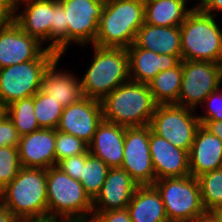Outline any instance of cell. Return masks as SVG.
<instances>
[{
  "instance_id": "6da1fadb",
  "label": "cell",
  "mask_w": 222,
  "mask_h": 222,
  "mask_svg": "<svg viewBox=\"0 0 222 222\" xmlns=\"http://www.w3.org/2000/svg\"><path fill=\"white\" fill-rule=\"evenodd\" d=\"M103 119L124 127L149 125L157 103L148 84L129 80L102 101Z\"/></svg>"
},
{
  "instance_id": "7a4b0ae2",
  "label": "cell",
  "mask_w": 222,
  "mask_h": 222,
  "mask_svg": "<svg viewBox=\"0 0 222 222\" xmlns=\"http://www.w3.org/2000/svg\"><path fill=\"white\" fill-rule=\"evenodd\" d=\"M144 22V0H108L99 20L94 45L127 49L134 43Z\"/></svg>"
},
{
  "instance_id": "3957f363",
  "label": "cell",
  "mask_w": 222,
  "mask_h": 222,
  "mask_svg": "<svg viewBox=\"0 0 222 222\" xmlns=\"http://www.w3.org/2000/svg\"><path fill=\"white\" fill-rule=\"evenodd\" d=\"M93 60L83 75V97L102 101L114 89L130 80L127 49L92 45Z\"/></svg>"
},
{
  "instance_id": "277c9868",
  "label": "cell",
  "mask_w": 222,
  "mask_h": 222,
  "mask_svg": "<svg viewBox=\"0 0 222 222\" xmlns=\"http://www.w3.org/2000/svg\"><path fill=\"white\" fill-rule=\"evenodd\" d=\"M0 202L17 220L48 213L46 170L22 167L0 191Z\"/></svg>"
},
{
  "instance_id": "5b68a950",
  "label": "cell",
  "mask_w": 222,
  "mask_h": 222,
  "mask_svg": "<svg viewBox=\"0 0 222 222\" xmlns=\"http://www.w3.org/2000/svg\"><path fill=\"white\" fill-rule=\"evenodd\" d=\"M180 31L182 60L222 64V30L215 16L192 10Z\"/></svg>"
},
{
  "instance_id": "8992f818",
  "label": "cell",
  "mask_w": 222,
  "mask_h": 222,
  "mask_svg": "<svg viewBox=\"0 0 222 222\" xmlns=\"http://www.w3.org/2000/svg\"><path fill=\"white\" fill-rule=\"evenodd\" d=\"M46 188L49 214L64 220L88 221L93 212V201L78 180L52 166L46 170Z\"/></svg>"
},
{
  "instance_id": "52a82bcc",
  "label": "cell",
  "mask_w": 222,
  "mask_h": 222,
  "mask_svg": "<svg viewBox=\"0 0 222 222\" xmlns=\"http://www.w3.org/2000/svg\"><path fill=\"white\" fill-rule=\"evenodd\" d=\"M169 222H192L208 213L203 207L198 179L191 175L155 180Z\"/></svg>"
},
{
  "instance_id": "ba28073f",
  "label": "cell",
  "mask_w": 222,
  "mask_h": 222,
  "mask_svg": "<svg viewBox=\"0 0 222 222\" xmlns=\"http://www.w3.org/2000/svg\"><path fill=\"white\" fill-rule=\"evenodd\" d=\"M60 56L47 49L37 60L0 69V99L12 102L34 96L42 87L43 73Z\"/></svg>"
},
{
  "instance_id": "9c48e42d",
  "label": "cell",
  "mask_w": 222,
  "mask_h": 222,
  "mask_svg": "<svg viewBox=\"0 0 222 222\" xmlns=\"http://www.w3.org/2000/svg\"><path fill=\"white\" fill-rule=\"evenodd\" d=\"M193 112L195 110L175 104L157 105L149 123L150 129L177 148L189 152L201 126L198 115Z\"/></svg>"
},
{
  "instance_id": "30bf717a",
  "label": "cell",
  "mask_w": 222,
  "mask_h": 222,
  "mask_svg": "<svg viewBox=\"0 0 222 222\" xmlns=\"http://www.w3.org/2000/svg\"><path fill=\"white\" fill-rule=\"evenodd\" d=\"M222 84V64L182 60V83L175 105L197 109Z\"/></svg>"
},
{
  "instance_id": "8fae6325",
  "label": "cell",
  "mask_w": 222,
  "mask_h": 222,
  "mask_svg": "<svg viewBox=\"0 0 222 222\" xmlns=\"http://www.w3.org/2000/svg\"><path fill=\"white\" fill-rule=\"evenodd\" d=\"M58 2L64 8L68 23L67 49L71 42H76L82 47L87 43L93 45L106 1L58 0Z\"/></svg>"
},
{
  "instance_id": "7c38bea8",
  "label": "cell",
  "mask_w": 222,
  "mask_h": 222,
  "mask_svg": "<svg viewBox=\"0 0 222 222\" xmlns=\"http://www.w3.org/2000/svg\"><path fill=\"white\" fill-rule=\"evenodd\" d=\"M121 168L139 185H153L155 172L150 154L149 125L126 127Z\"/></svg>"
},
{
  "instance_id": "4fadbf2b",
  "label": "cell",
  "mask_w": 222,
  "mask_h": 222,
  "mask_svg": "<svg viewBox=\"0 0 222 222\" xmlns=\"http://www.w3.org/2000/svg\"><path fill=\"white\" fill-rule=\"evenodd\" d=\"M43 45L23 32L13 20L0 25V69L37 60L48 49Z\"/></svg>"
},
{
  "instance_id": "5bb4252c",
  "label": "cell",
  "mask_w": 222,
  "mask_h": 222,
  "mask_svg": "<svg viewBox=\"0 0 222 222\" xmlns=\"http://www.w3.org/2000/svg\"><path fill=\"white\" fill-rule=\"evenodd\" d=\"M102 120L101 101L83 97L63 109L57 130L74 135L89 145Z\"/></svg>"
},
{
  "instance_id": "9a60e30c",
  "label": "cell",
  "mask_w": 222,
  "mask_h": 222,
  "mask_svg": "<svg viewBox=\"0 0 222 222\" xmlns=\"http://www.w3.org/2000/svg\"><path fill=\"white\" fill-rule=\"evenodd\" d=\"M149 146L155 180L190 175L188 152L154 134L150 126Z\"/></svg>"
},
{
  "instance_id": "2e32d148",
  "label": "cell",
  "mask_w": 222,
  "mask_h": 222,
  "mask_svg": "<svg viewBox=\"0 0 222 222\" xmlns=\"http://www.w3.org/2000/svg\"><path fill=\"white\" fill-rule=\"evenodd\" d=\"M139 185L122 168H110L104 184L93 200V212L126 209Z\"/></svg>"
},
{
  "instance_id": "e0dca14e",
  "label": "cell",
  "mask_w": 222,
  "mask_h": 222,
  "mask_svg": "<svg viewBox=\"0 0 222 222\" xmlns=\"http://www.w3.org/2000/svg\"><path fill=\"white\" fill-rule=\"evenodd\" d=\"M56 129L41 128L20 137L17 146L22 167L47 170L56 166Z\"/></svg>"
},
{
  "instance_id": "ac0fdd59",
  "label": "cell",
  "mask_w": 222,
  "mask_h": 222,
  "mask_svg": "<svg viewBox=\"0 0 222 222\" xmlns=\"http://www.w3.org/2000/svg\"><path fill=\"white\" fill-rule=\"evenodd\" d=\"M20 5L25 9L18 13ZM13 21L23 32L35 37L41 44L50 41L53 0H19L13 8Z\"/></svg>"
},
{
  "instance_id": "d6986e66",
  "label": "cell",
  "mask_w": 222,
  "mask_h": 222,
  "mask_svg": "<svg viewBox=\"0 0 222 222\" xmlns=\"http://www.w3.org/2000/svg\"><path fill=\"white\" fill-rule=\"evenodd\" d=\"M127 52L130 80L142 84H149L159 72L176 67L182 60V55L157 54L134 44Z\"/></svg>"
},
{
  "instance_id": "ffe728a7",
  "label": "cell",
  "mask_w": 222,
  "mask_h": 222,
  "mask_svg": "<svg viewBox=\"0 0 222 222\" xmlns=\"http://www.w3.org/2000/svg\"><path fill=\"white\" fill-rule=\"evenodd\" d=\"M126 127L102 120L97 126L89 152L110 168H121L124 156Z\"/></svg>"
},
{
  "instance_id": "44dd1931",
  "label": "cell",
  "mask_w": 222,
  "mask_h": 222,
  "mask_svg": "<svg viewBox=\"0 0 222 222\" xmlns=\"http://www.w3.org/2000/svg\"><path fill=\"white\" fill-rule=\"evenodd\" d=\"M190 175L198 177L222 168V141L202 125L197 129L188 152Z\"/></svg>"
},
{
  "instance_id": "7402d4cb",
  "label": "cell",
  "mask_w": 222,
  "mask_h": 222,
  "mask_svg": "<svg viewBox=\"0 0 222 222\" xmlns=\"http://www.w3.org/2000/svg\"><path fill=\"white\" fill-rule=\"evenodd\" d=\"M60 59H56L43 73L41 89L65 108L83 98V93L78 77L57 69Z\"/></svg>"
},
{
  "instance_id": "603a6c76",
  "label": "cell",
  "mask_w": 222,
  "mask_h": 222,
  "mask_svg": "<svg viewBox=\"0 0 222 222\" xmlns=\"http://www.w3.org/2000/svg\"><path fill=\"white\" fill-rule=\"evenodd\" d=\"M133 44L157 54L182 55L180 26H152L144 22Z\"/></svg>"
},
{
  "instance_id": "cb8c5ba5",
  "label": "cell",
  "mask_w": 222,
  "mask_h": 222,
  "mask_svg": "<svg viewBox=\"0 0 222 222\" xmlns=\"http://www.w3.org/2000/svg\"><path fill=\"white\" fill-rule=\"evenodd\" d=\"M126 209L132 222H169L162 198L153 185L138 186Z\"/></svg>"
},
{
  "instance_id": "d4e9b609",
  "label": "cell",
  "mask_w": 222,
  "mask_h": 222,
  "mask_svg": "<svg viewBox=\"0 0 222 222\" xmlns=\"http://www.w3.org/2000/svg\"><path fill=\"white\" fill-rule=\"evenodd\" d=\"M145 23L152 26H180L192 9L182 0H144Z\"/></svg>"
},
{
  "instance_id": "484cf974",
  "label": "cell",
  "mask_w": 222,
  "mask_h": 222,
  "mask_svg": "<svg viewBox=\"0 0 222 222\" xmlns=\"http://www.w3.org/2000/svg\"><path fill=\"white\" fill-rule=\"evenodd\" d=\"M182 83V60L174 68L159 72L148 84L158 105L176 104Z\"/></svg>"
},
{
  "instance_id": "4316f807",
  "label": "cell",
  "mask_w": 222,
  "mask_h": 222,
  "mask_svg": "<svg viewBox=\"0 0 222 222\" xmlns=\"http://www.w3.org/2000/svg\"><path fill=\"white\" fill-rule=\"evenodd\" d=\"M7 116L12 120L20 137L41 129L34 113V96L9 104Z\"/></svg>"
},
{
  "instance_id": "83f0119b",
  "label": "cell",
  "mask_w": 222,
  "mask_h": 222,
  "mask_svg": "<svg viewBox=\"0 0 222 222\" xmlns=\"http://www.w3.org/2000/svg\"><path fill=\"white\" fill-rule=\"evenodd\" d=\"M110 167L101 159L86 152V164H83L81 184L86 194L93 201L99 194Z\"/></svg>"
},
{
  "instance_id": "f1b7e54d",
  "label": "cell",
  "mask_w": 222,
  "mask_h": 222,
  "mask_svg": "<svg viewBox=\"0 0 222 222\" xmlns=\"http://www.w3.org/2000/svg\"><path fill=\"white\" fill-rule=\"evenodd\" d=\"M197 179L206 212L209 214L215 209L222 208V168L204 173Z\"/></svg>"
},
{
  "instance_id": "f546056e",
  "label": "cell",
  "mask_w": 222,
  "mask_h": 222,
  "mask_svg": "<svg viewBox=\"0 0 222 222\" xmlns=\"http://www.w3.org/2000/svg\"><path fill=\"white\" fill-rule=\"evenodd\" d=\"M64 107L40 89L34 95V113L40 128L57 129Z\"/></svg>"
},
{
  "instance_id": "4dcf8cb0",
  "label": "cell",
  "mask_w": 222,
  "mask_h": 222,
  "mask_svg": "<svg viewBox=\"0 0 222 222\" xmlns=\"http://www.w3.org/2000/svg\"><path fill=\"white\" fill-rule=\"evenodd\" d=\"M67 31L68 23H66L64 8L58 0H53V22H51L50 43L47 48L60 57L67 50Z\"/></svg>"
},
{
  "instance_id": "1f68e13d",
  "label": "cell",
  "mask_w": 222,
  "mask_h": 222,
  "mask_svg": "<svg viewBox=\"0 0 222 222\" xmlns=\"http://www.w3.org/2000/svg\"><path fill=\"white\" fill-rule=\"evenodd\" d=\"M21 168L17 147L0 148V191L16 177Z\"/></svg>"
},
{
  "instance_id": "d6a6232c",
  "label": "cell",
  "mask_w": 222,
  "mask_h": 222,
  "mask_svg": "<svg viewBox=\"0 0 222 222\" xmlns=\"http://www.w3.org/2000/svg\"><path fill=\"white\" fill-rule=\"evenodd\" d=\"M89 150L88 144L74 135L56 129L55 158L56 165L62 159L84 154Z\"/></svg>"
},
{
  "instance_id": "836d02e7",
  "label": "cell",
  "mask_w": 222,
  "mask_h": 222,
  "mask_svg": "<svg viewBox=\"0 0 222 222\" xmlns=\"http://www.w3.org/2000/svg\"><path fill=\"white\" fill-rule=\"evenodd\" d=\"M220 91V92H219ZM204 105L208 108L204 115H198L200 124L203 125L206 121H222V91L218 89L210 93L204 100Z\"/></svg>"
},
{
  "instance_id": "e575fe53",
  "label": "cell",
  "mask_w": 222,
  "mask_h": 222,
  "mask_svg": "<svg viewBox=\"0 0 222 222\" xmlns=\"http://www.w3.org/2000/svg\"><path fill=\"white\" fill-rule=\"evenodd\" d=\"M83 164H86V153L62 159L56 166L73 179L81 182Z\"/></svg>"
},
{
  "instance_id": "d590c367",
  "label": "cell",
  "mask_w": 222,
  "mask_h": 222,
  "mask_svg": "<svg viewBox=\"0 0 222 222\" xmlns=\"http://www.w3.org/2000/svg\"><path fill=\"white\" fill-rule=\"evenodd\" d=\"M20 136L12 120L6 115L0 120V148L4 146H15L19 144Z\"/></svg>"
},
{
  "instance_id": "8d00e7d4",
  "label": "cell",
  "mask_w": 222,
  "mask_h": 222,
  "mask_svg": "<svg viewBox=\"0 0 222 222\" xmlns=\"http://www.w3.org/2000/svg\"><path fill=\"white\" fill-rule=\"evenodd\" d=\"M88 222H132L127 209L92 213Z\"/></svg>"
},
{
  "instance_id": "74e56055",
  "label": "cell",
  "mask_w": 222,
  "mask_h": 222,
  "mask_svg": "<svg viewBox=\"0 0 222 222\" xmlns=\"http://www.w3.org/2000/svg\"><path fill=\"white\" fill-rule=\"evenodd\" d=\"M13 20V7L6 1L0 0V25Z\"/></svg>"
},
{
  "instance_id": "f35d334b",
  "label": "cell",
  "mask_w": 222,
  "mask_h": 222,
  "mask_svg": "<svg viewBox=\"0 0 222 222\" xmlns=\"http://www.w3.org/2000/svg\"><path fill=\"white\" fill-rule=\"evenodd\" d=\"M63 219L54 214H43L26 217L18 220L19 222H61Z\"/></svg>"
},
{
  "instance_id": "ab89813d",
  "label": "cell",
  "mask_w": 222,
  "mask_h": 222,
  "mask_svg": "<svg viewBox=\"0 0 222 222\" xmlns=\"http://www.w3.org/2000/svg\"><path fill=\"white\" fill-rule=\"evenodd\" d=\"M202 126L222 141V121H206Z\"/></svg>"
},
{
  "instance_id": "60d3db41",
  "label": "cell",
  "mask_w": 222,
  "mask_h": 222,
  "mask_svg": "<svg viewBox=\"0 0 222 222\" xmlns=\"http://www.w3.org/2000/svg\"><path fill=\"white\" fill-rule=\"evenodd\" d=\"M205 14L215 16L217 13H212L213 11H222V0H209L208 3L201 9Z\"/></svg>"
},
{
  "instance_id": "b9f144b4",
  "label": "cell",
  "mask_w": 222,
  "mask_h": 222,
  "mask_svg": "<svg viewBox=\"0 0 222 222\" xmlns=\"http://www.w3.org/2000/svg\"><path fill=\"white\" fill-rule=\"evenodd\" d=\"M18 220L0 202V222H17Z\"/></svg>"
},
{
  "instance_id": "7bdbcfd3",
  "label": "cell",
  "mask_w": 222,
  "mask_h": 222,
  "mask_svg": "<svg viewBox=\"0 0 222 222\" xmlns=\"http://www.w3.org/2000/svg\"><path fill=\"white\" fill-rule=\"evenodd\" d=\"M216 222H222V208L215 209L209 213Z\"/></svg>"
},
{
  "instance_id": "ee69618b",
  "label": "cell",
  "mask_w": 222,
  "mask_h": 222,
  "mask_svg": "<svg viewBox=\"0 0 222 222\" xmlns=\"http://www.w3.org/2000/svg\"><path fill=\"white\" fill-rule=\"evenodd\" d=\"M7 115V105L0 99V120Z\"/></svg>"
},
{
  "instance_id": "f6af8a7d",
  "label": "cell",
  "mask_w": 222,
  "mask_h": 222,
  "mask_svg": "<svg viewBox=\"0 0 222 222\" xmlns=\"http://www.w3.org/2000/svg\"><path fill=\"white\" fill-rule=\"evenodd\" d=\"M192 222H216V221L214 220V218L210 214H207L206 216L199 218V219H195Z\"/></svg>"
},
{
  "instance_id": "bcb514c9",
  "label": "cell",
  "mask_w": 222,
  "mask_h": 222,
  "mask_svg": "<svg viewBox=\"0 0 222 222\" xmlns=\"http://www.w3.org/2000/svg\"><path fill=\"white\" fill-rule=\"evenodd\" d=\"M209 0H200V2H198V4L196 6H193L191 9L192 10H201L207 3Z\"/></svg>"
},
{
  "instance_id": "7dc6e473",
  "label": "cell",
  "mask_w": 222,
  "mask_h": 222,
  "mask_svg": "<svg viewBox=\"0 0 222 222\" xmlns=\"http://www.w3.org/2000/svg\"><path fill=\"white\" fill-rule=\"evenodd\" d=\"M13 8L16 6V4L19 2V0H6Z\"/></svg>"
},
{
  "instance_id": "c3c4849f",
  "label": "cell",
  "mask_w": 222,
  "mask_h": 222,
  "mask_svg": "<svg viewBox=\"0 0 222 222\" xmlns=\"http://www.w3.org/2000/svg\"><path fill=\"white\" fill-rule=\"evenodd\" d=\"M61 222H88V221H85V220H62Z\"/></svg>"
}]
</instances>
